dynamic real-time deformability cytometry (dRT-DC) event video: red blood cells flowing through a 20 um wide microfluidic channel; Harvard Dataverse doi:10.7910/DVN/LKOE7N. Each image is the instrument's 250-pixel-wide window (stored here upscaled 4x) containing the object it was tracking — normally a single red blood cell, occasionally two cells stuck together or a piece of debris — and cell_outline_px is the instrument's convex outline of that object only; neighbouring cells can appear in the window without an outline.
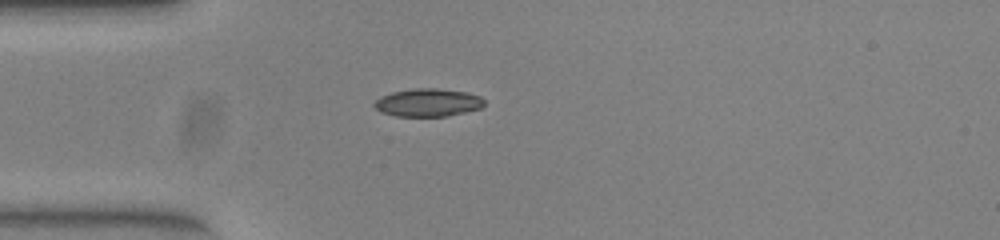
{"species": "common noctule bat (a hibernating species)", "species_latin": "Nyctalus noctula", "temperature_condition": "warm", "stored_images_in_passage": 38, "camera_frame_rate_fps": 3000, "um_per_image_px": 0.085, "animal": {"sex": "female", "body_mass_g": 23.0, "forearm_length_mm": 53.4}, "frame": {"image": 1, "passage_image": 1, "time_ms": 0.0, "image_size_px": [1000, 240], "cell_outline_px": [[484, 104], [480, 108], [448, 116], [396, 116], [380, 112], [372, 104], [380, 96], [392, 92], [416, 88], [436, 88], [468, 92], [480, 96], [484, 100]], "centroid_in_image_um": [36.36, 8.71], "position_along_channel_um": 48.6, "area_um2": 17.92}}
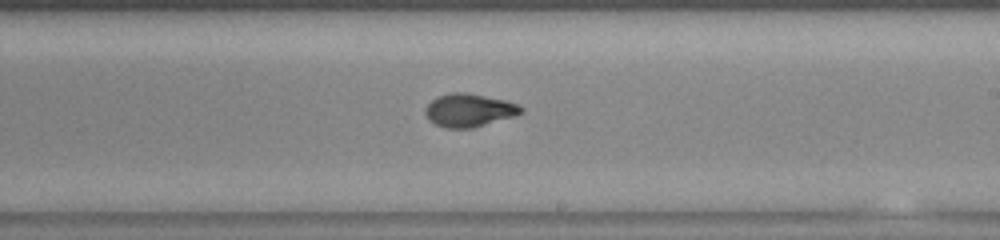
{"frame": {"image": 2, "passage_image": 17, "time_ms": 5.333, "image_size_px": [1000, 240], "cell_outline_px": [[524, 112], [512, 116], [472, 128], [444, 128], [436, 124], [424, 112], [424, 108], [436, 96], [452, 92], [468, 92], [504, 100], [516, 104], [524, 108]], "centroid_in_image_um": [39.85, 9.35], "position_along_channel_um": 249.1, "area_um2": 18.26}}
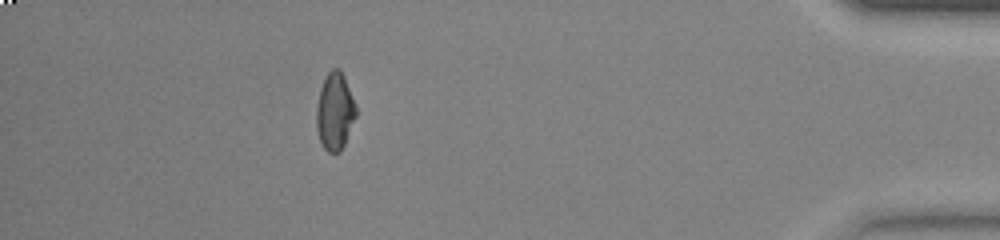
{"frame": {"image": 3, "passage_image": 33, "time_ms": 10.667, "image_size_px": [1000, 240], "cell_outline_px": [[356, 116], [344, 144], [340, 152], [328, 152], [324, 148], [320, 140], [316, 128], [316, 108], [320, 88], [328, 72], [332, 68], [340, 68], [344, 76], [356, 104]], "centroid_in_image_um": [28.46, 9.45], "position_along_channel_um": 406.7, "area_um2": 17.8}, "authors_computed_cell_mechanics": {"area_um2": 18.0047, "velocity_mm_per_s": 3.9849, "shape_relaxation_time_tau1_ms": 4.153, "shape_relaxation_time_tau2_ms": 0.3969, "deformation_change_tau1": 0.1946, "deformation_change_tau2": 0.045}}